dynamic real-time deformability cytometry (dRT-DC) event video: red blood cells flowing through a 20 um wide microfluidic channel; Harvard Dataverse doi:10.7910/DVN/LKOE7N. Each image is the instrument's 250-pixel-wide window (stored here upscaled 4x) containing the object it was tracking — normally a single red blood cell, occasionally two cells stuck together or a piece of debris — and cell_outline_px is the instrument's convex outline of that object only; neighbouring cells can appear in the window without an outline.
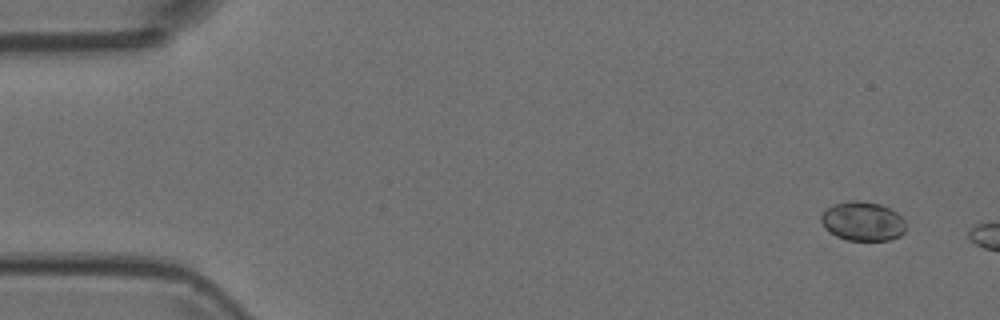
{"species": "Egyptian fruit bat (a non-hibernating species)", "species_latin": "Rousettus aegyptiacus", "temperature_condition": "room temperature", "stored_images_in_passage": 3, "camera_frame_rate_fps": 3000, "um_per_image_px": 0.085, "animal": {"sex": "female"}, "frame": {"image": 1, "passage_image": 1, "time_ms": 0.0, "image_size_px": [1000, 320], "cell_outline_px": [[904, 232], [900, 236], [888, 240], [848, 240], [836, 236], [824, 228], [820, 220], [820, 216], [828, 208], [836, 204], [848, 200], [860, 200], [880, 204], [896, 212], [904, 220]], "centroid_in_image_um": [73.31, 18.8], "position_along_channel_um": 11.7, "area_um2": 19.25}}